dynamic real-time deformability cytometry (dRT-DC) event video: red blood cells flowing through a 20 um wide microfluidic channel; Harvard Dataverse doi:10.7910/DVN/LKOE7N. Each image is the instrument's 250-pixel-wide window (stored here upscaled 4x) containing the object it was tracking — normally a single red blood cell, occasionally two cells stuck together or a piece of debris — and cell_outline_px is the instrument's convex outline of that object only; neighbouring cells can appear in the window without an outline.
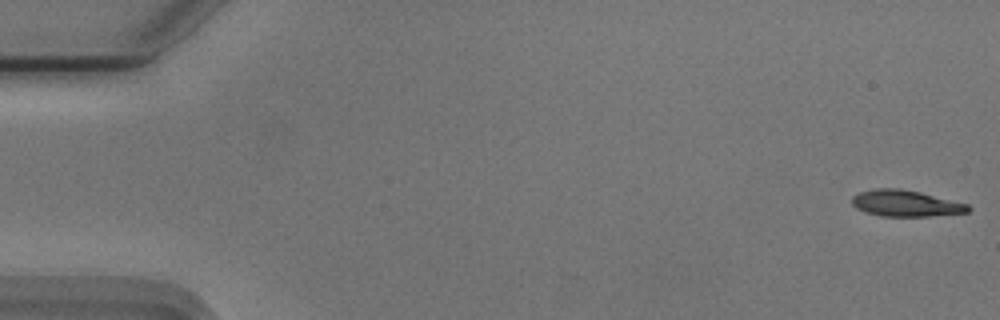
{"species": "Egyptian fruit bat (a non-hibernating species)", "species_latin": "Rousettus aegyptiacus", "temperature_condition": "cold", "stored_images_in_passage": 55, "camera_frame_rate_fps": 3000, "um_per_image_px": 0.085, "animal": {"sex": "male"}, "frame": {"image": 1, "passage_image": 1, "time_ms": 0.0, "image_size_px": [1000, 320], "cell_outline_px": [[972, 208], [968, 212], [932, 216], [880, 216], [864, 212], [856, 208], [852, 204], [852, 196], [860, 192], [876, 188], [900, 188], [920, 192], [968, 204]], "centroid_in_image_um": [76.97, 17.29], "position_along_channel_um": 8.0, "area_um2": 17.86}}
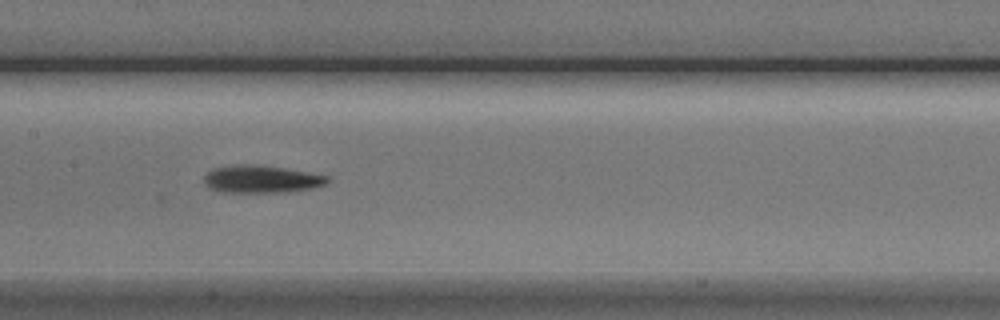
{"frame": {"image": 2, "passage_image": 27, "time_ms": 8.667, "image_size_px": [1000, 320], "cell_outline_px": [[328, 180], [324, 184], [312, 188], [288, 192], [220, 192], [208, 188], [204, 184], [204, 176], [212, 168], [232, 164], [256, 164], [284, 168], [328, 176]], "centroid_in_image_um": [22.13, 15.22], "position_along_channel_um": 185.3, "area_um2": 19.88}}
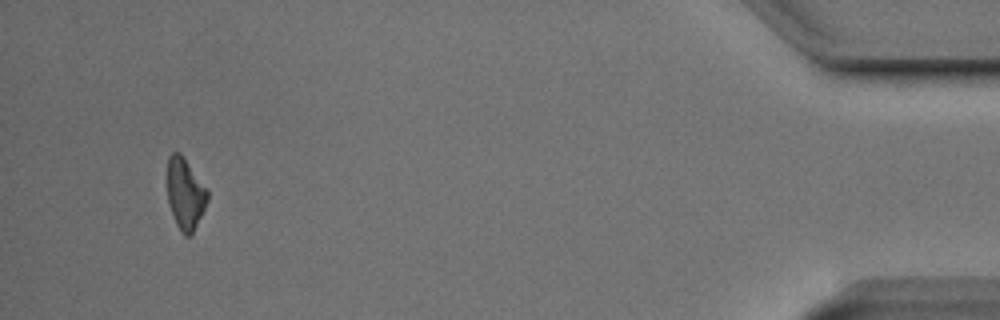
{"frame": {"image": 3, "passage_image": 52, "time_ms": 17.0, "image_size_px": [1000, 320], "cell_outline_px": [[208, 200], [192, 236], [184, 236], [180, 232], [176, 224], [168, 200], [168, 156], [172, 152], [180, 152], [184, 156], [208, 192]], "centroid_in_image_um": [15.74, 16.49], "position_along_channel_um": 419.5, "area_um2": 16.59}, "authors_computed_cell_mechanics": {"area_um2": 18.5538, "velocity_mm_per_s": 3.7313, "shape_relaxation_time_tau1_ms": 3.3637, "shape_relaxation_time_tau2_ms": null, "deformation_change_tau1": 0.1154, "deformation_change_tau2": null}}